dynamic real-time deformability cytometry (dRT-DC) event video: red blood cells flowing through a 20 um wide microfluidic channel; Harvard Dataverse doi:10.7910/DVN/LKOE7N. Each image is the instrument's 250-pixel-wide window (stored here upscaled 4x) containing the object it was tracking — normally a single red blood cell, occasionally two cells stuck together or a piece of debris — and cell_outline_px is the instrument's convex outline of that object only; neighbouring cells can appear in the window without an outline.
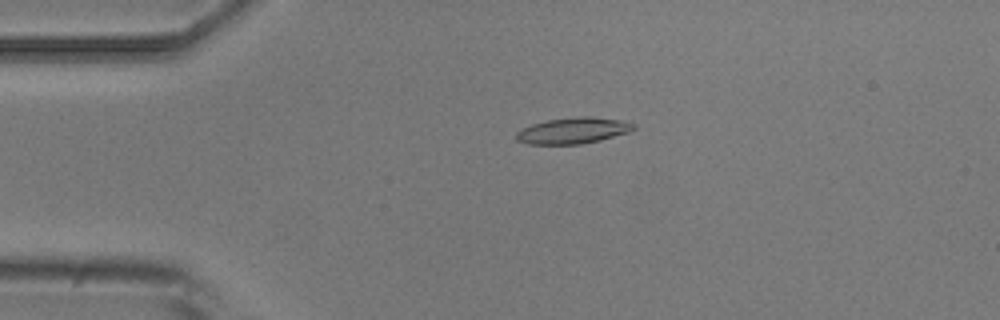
{"species": "common noctule bat (a hibernating species)", "species_latin": "Nyctalus noctula", "temperature_condition": "room temperature", "stored_images_in_passage": 2, "camera_frame_rate_fps": 3000, "um_per_image_px": 0.085, "animal": {"sex": "male", "body_mass_g": 20.5, "forearm_length_mm": 52.5}, "frame": {"image": 1, "passage_image": 1, "time_ms": 0.0, "image_size_px": [1000, 320], "cell_outline_px": [[636, 128], [628, 132], [600, 140], [580, 144], [528, 144], [516, 140], [516, 132], [520, 128], [532, 124], [548, 120], [576, 116], [592, 116], [620, 120], [636, 124]], "centroid_in_image_um": [48.69, 11.09], "position_along_channel_um": 36.3, "area_um2": 17.92}}